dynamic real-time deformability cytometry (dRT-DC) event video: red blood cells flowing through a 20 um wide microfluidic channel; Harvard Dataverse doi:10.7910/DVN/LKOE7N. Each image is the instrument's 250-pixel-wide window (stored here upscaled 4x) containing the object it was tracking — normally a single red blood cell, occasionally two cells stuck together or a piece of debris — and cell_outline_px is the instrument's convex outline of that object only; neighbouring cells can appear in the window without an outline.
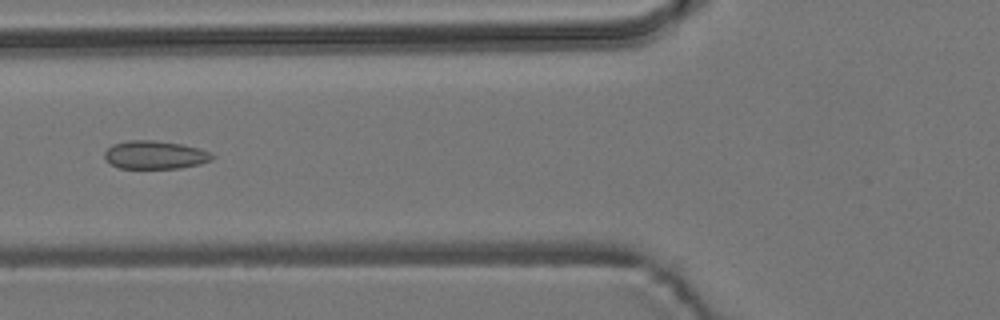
{"species": "common noctule bat (a hibernating species)", "species_latin": "Nyctalus noctula", "temperature_condition": "room temperature", "stored_images_in_passage": 8, "camera_frame_rate_fps": 3000, "um_per_image_px": 0.085, "animal": {"sex": "male", "body_mass_g": 19.2, "forearm_length_mm": 51.8}, "frame": {"image": 1, "passage_image": 6, "time_ms": 6.0, "image_size_px": [1000, 320], "cell_outline_px": [[216, 156], [212, 160], [200, 164], [180, 168], [120, 168], [104, 160], [104, 152], [112, 144], [128, 140], [156, 140], [180, 144], [196, 148], [208, 152]], "centroid_in_image_um": [13.14, 13.16], "position_along_channel_um": 112.7, "area_um2": 17.69}}
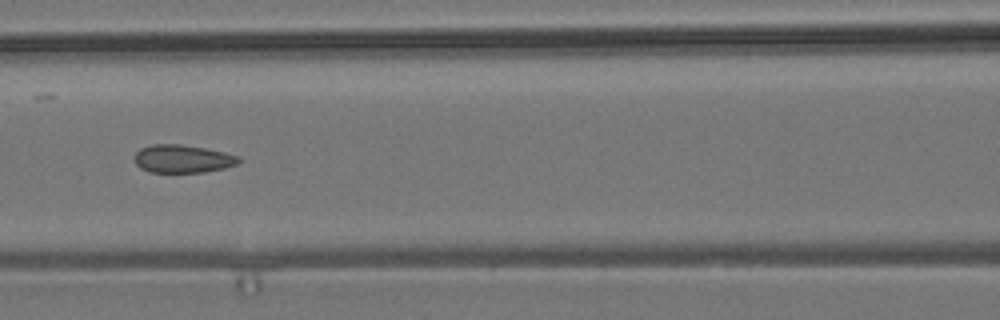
{"frame": {"image": 2, "passage_image": 7, "time_ms": 7.0, "image_size_px": [1000, 320], "cell_outline_px": [[240, 160], [236, 164], [224, 168], [204, 172], [148, 172], [140, 168], [136, 164], [132, 156], [140, 148], [152, 144], [180, 144], [204, 148], [224, 152], [240, 156]], "centroid_in_image_um": [15.47, 13.49], "position_along_channel_um": 151.1, "area_um2": 17.11}}
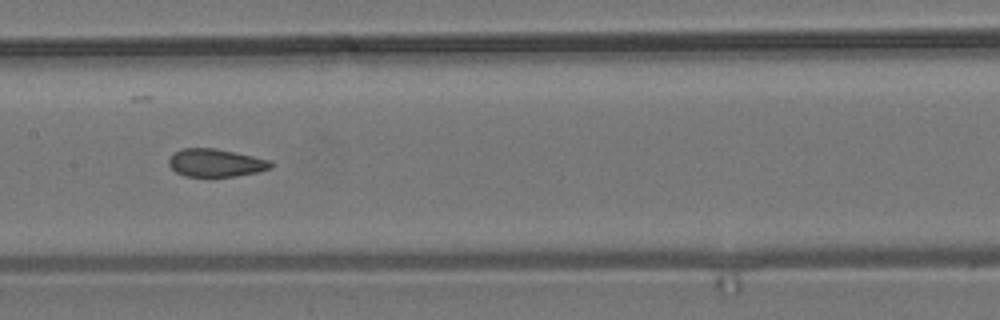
{"frame": {"image": 3, "passage_image": 8, "time_ms": 8.0, "image_size_px": [1000, 320], "cell_outline_px": [[276, 164], [272, 168], [256, 172], [236, 176], [184, 176], [176, 172], [168, 164], [168, 160], [176, 152], [184, 148], [216, 148], [236, 152], [272, 160]], "centroid_in_image_um": [18.4, 13.84], "position_along_channel_um": 189.0, "area_um2": 16.65}}